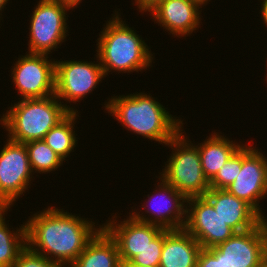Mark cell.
Instances as JSON below:
<instances>
[{"mask_svg":"<svg viewBox=\"0 0 267 267\" xmlns=\"http://www.w3.org/2000/svg\"><path fill=\"white\" fill-rule=\"evenodd\" d=\"M32 173L25 144L7 139L0 151V207L11 208L26 193Z\"/></svg>","mask_w":267,"mask_h":267,"instance_id":"obj_7","label":"cell"},{"mask_svg":"<svg viewBox=\"0 0 267 267\" xmlns=\"http://www.w3.org/2000/svg\"><path fill=\"white\" fill-rule=\"evenodd\" d=\"M34 173H52L63 165V161L43 140L24 143Z\"/></svg>","mask_w":267,"mask_h":267,"instance_id":"obj_22","label":"cell"},{"mask_svg":"<svg viewBox=\"0 0 267 267\" xmlns=\"http://www.w3.org/2000/svg\"><path fill=\"white\" fill-rule=\"evenodd\" d=\"M40 212V213H39ZM25 221L27 247L63 266L72 264L102 228L57 207L48 206Z\"/></svg>","mask_w":267,"mask_h":267,"instance_id":"obj_1","label":"cell"},{"mask_svg":"<svg viewBox=\"0 0 267 267\" xmlns=\"http://www.w3.org/2000/svg\"><path fill=\"white\" fill-rule=\"evenodd\" d=\"M10 208L0 207V267H13L19 254L27 247L26 226L19 225L11 231L5 214Z\"/></svg>","mask_w":267,"mask_h":267,"instance_id":"obj_20","label":"cell"},{"mask_svg":"<svg viewBox=\"0 0 267 267\" xmlns=\"http://www.w3.org/2000/svg\"><path fill=\"white\" fill-rule=\"evenodd\" d=\"M62 60L55 61V96L59 101L80 102L105 77L100 62ZM61 99V100H60Z\"/></svg>","mask_w":267,"mask_h":267,"instance_id":"obj_9","label":"cell"},{"mask_svg":"<svg viewBox=\"0 0 267 267\" xmlns=\"http://www.w3.org/2000/svg\"><path fill=\"white\" fill-rule=\"evenodd\" d=\"M13 267H66L53 262L43 255L37 254L26 247L18 256Z\"/></svg>","mask_w":267,"mask_h":267,"instance_id":"obj_25","label":"cell"},{"mask_svg":"<svg viewBox=\"0 0 267 267\" xmlns=\"http://www.w3.org/2000/svg\"><path fill=\"white\" fill-rule=\"evenodd\" d=\"M181 129L167 144L172 153L165 162L160 176L187 199L204 196L210 189L209 181L203 174L198 146Z\"/></svg>","mask_w":267,"mask_h":267,"instance_id":"obj_5","label":"cell"},{"mask_svg":"<svg viewBox=\"0 0 267 267\" xmlns=\"http://www.w3.org/2000/svg\"><path fill=\"white\" fill-rule=\"evenodd\" d=\"M120 267H144V266L131 263L130 261H121Z\"/></svg>","mask_w":267,"mask_h":267,"instance_id":"obj_30","label":"cell"},{"mask_svg":"<svg viewBox=\"0 0 267 267\" xmlns=\"http://www.w3.org/2000/svg\"><path fill=\"white\" fill-rule=\"evenodd\" d=\"M214 247L230 267H260L267 258V219Z\"/></svg>","mask_w":267,"mask_h":267,"instance_id":"obj_13","label":"cell"},{"mask_svg":"<svg viewBox=\"0 0 267 267\" xmlns=\"http://www.w3.org/2000/svg\"><path fill=\"white\" fill-rule=\"evenodd\" d=\"M196 267H230L215 247L202 248L197 257Z\"/></svg>","mask_w":267,"mask_h":267,"instance_id":"obj_26","label":"cell"},{"mask_svg":"<svg viewBox=\"0 0 267 267\" xmlns=\"http://www.w3.org/2000/svg\"><path fill=\"white\" fill-rule=\"evenodd\" d=\"M186 204L184 229L194 237L201 248L214 247L236 233L224 223L204 196L188 198Z\"/></svg>","mask_w":267,"mask_h":267,"instance_id":"obj_12","label":"cell"},{"mask_svg":"<svg viewBox=\"0 0 267 267\" xmlns=\"http://www.w3.org/2000/svg\"><path fill=\"white\" fill-rule=\"evenodd\" d=\"M204 197L212 204L224 223L236 233L253 229L264 220L250 204L226 189L210 188Z\"/></svg>","mask_w":267,"mask_h":267,"instance_id":"obj_16","label":"cell"},{"mask_svg":"<svg viewBox=\"0 0 267 267\" xmlns=\"http://www.w3.org/2000/svg\"><path fill=\"white\" fill-rule=\"evenodd\" d=\"M19 56L11 76L21 99H40L55 94V60L46 54Z\"/></svg>","mask_w":267,"mask_h":267,"instance_id":"obj_8","label":"cell"},{"mask_svg":"<svg viewBox=\"0 0 267 267\" xmlns=\"http://www.w3.org/2000/svg\"><path fill=\"white\" fill-rule=\"evenodd\" d=\"M150 95L144 92L116 95L109 98L103 107L126 130L166 145L184 128V123Z\"/></svg>","mask_w":267,"mask_h":267,"instance_id":"obj_2","label":"cell"},{"mask_svg":"<svg viewBox=\"0 0 267 267\" xmlns=\"http://www.w3.org/2000/svg\"><path fill=\"white\" fill-rule=\"evenodd\" d=\"M159 180L160 182L157 181L158 183H156L158 185L155 184L157 189L155 188L153 194L151 196L147 195L149 199L146 203L151 202L153 206L147 209L148 205L144 204L141 207L144 210L146 209L145 214L147 215H143L144 212L140 214L137 210H134V212L132 210L130 215L138 221L158 226L163 230L183 229L186 222L187 204L185 203H187V198L172 185L167 184L161 177H159ZM155 196L158 199L160 198L159 201L163 200L159 203Z\"/></svg>","mask_w":267,"mask_h":267,"instance_id":"obj_11","label":"cell"},{"mask_svg":"<svg viewBox=\"0 0 267 267\" xmlns=\"http://www.w3.org/2000/svg\"><path fill=\"white\" fill-rule=\"evenodd\" d=\"M62 103L55 94L40 99H20L1 116V127L4 126L8 132L7 138L14 142L43 140L70 111H77Z\"/></svg>","mask_w":267,"mask_h":267,"instance_id":"obj_4","label":"cell"},{"mask_svg":"<svg viewBox=\"0 0 267 267\" xmlns=\"http://www.w3.org/2000/svg\"><path fill=\"white\" fill-rule=\"evenodd\" d=\"M136 6L139 8V12H150L154 7H156L159 3L165 0H134Z\"/></svg>","mask_w":267,"mask_h":267,"instance_id":"obj_27","label":"cell"},{"mask_svg":"<svg viewBox=\"0 0 267 267\" xmlns=\"http://www.w3.org/2000/svg\"><path fill=\"white\" fill-rule=\"evenodd\" d=\"M116 242L101 228L78 258L67 267H120Z\"/></svg>","mask_w":267,"mask_h":267,"instance_id":"obj_19","label":"cell"},{"mask_svg":"<svg viewBox=\"0 0 267 267\" xmlns=\"http://www.w3.org/2000/svg\"><path fill=\"white\" fill-rule=\"evenodd\" d=\"M260 267H267V258L262 262Z\"/></svg>","mask_w":267,"mask_h":267,"instance_id":"obj_33","label":"cell"},{"mask_svg":"<svg viewBox=\"0 0 267 267\" xmlns=\"http://www.w3.org/2000/svg\"><path fill=\"white\" fill-rule=\"evenodd\" d=\"M8 1H9V0H0V15H1V16H2V13H1V12H2V9H3V11H4V7H5L6 4L8 3ZM1 16H0V19L2 18Z\"/></svg>","mask_w":267,"mask_h":267,"instance_id":"obj_32","label":"cell"},{"mask_svg":"<svg viewBox=\"0 0 267 267\" xmlns=\"http://www.w3.org/2000/svg\"><path fill=\"white\" fill-rule=\"evenodd\" d=\"M163 248V230L145 247L135 255L130 262L144 267H159Z\"/></svg>","mask_w":267,"mask_h":267,"instance_id":"obj_24","label":"cell"},{"mask_svg":"<svg viewBox=\"0 0 267 267\" xmlns=\"http://www.w3.org/2000/svg\"><path fill=\"white\" fill-rule=\"evenodd\" d=\"M190 1L198 4L201 8L206 6L208 4V2H210V0H190Z\"/></svg>","mask_w":267,"mask_h":267,"instance_id":"obj_31","label":"cell"},{"mask_svg":"<svg viewBox=\"0 0 267 267\" xmlns=\"http://www.w3.org/2000/svg\"><path fill=\"white\" fill-rule=\"evenodd\" d=\"M238 168H242V146L226 161L209 182L210 188L226 189L235 181Z\"/></svg>","mask_w":267,"mask_h":267,"instance_id":"obj_23","label":"cell"},{"mask_svg":"<svg viewBox=\"0 0 267 267\" xmlns=\"http://www.w3.org/2000/svg\"><path fill=\"white\" fill-rule=\"evenodd\" d=\"M58 1H61L62 3L69 5L72 9H75L78 6V4L80 5L82 0H58Z\"/></svg>","mask_w":267,"mask_h":267,"instance_id":"obj_29","label":"cell"},{"mask_svg":"<svg viewBox=\"0 0 267 267\" xmlns=\"http://www.w3.org/2000/svg\"><path fill=\"white\" fill-rule=\"evenodd\" d=\"M200 8L190 0H165L154 7L149 15L153 16L154 23H158L165 31H169L174 37L176 35L182 38L191 35L200 27Z\"/></svg>","mask_w":267,"mask_h":267,"instance_id":"obj_15","label":"cell"},{"mask_svg":"<svg viewBox=\"0 0 267 267\" xmlns=\"http://www.w3.org/2000/svg\"><path fill=\"white\" fill-rule=\"evenodd\" d=\"M112 217L102 224V228L116 242L121 261H130L163 230L136 220L130 213L126 219L119 221L120 223L117 222L116 215Z\"/></svg>","mask_w":267,"mask_h":267,"instance_id":"obj_14","label":"cell"},{"mask_svg":"<svg viewBox=\"0 0 267 267\" xmlns=\"http://www.w3.org/2000/svg\"><path fill=\"white\" fill-rule=\"evenodd\" d=\"M261 18L263 19L262 21V23H264L265 25H266V27H267V0H262L261 1Z\"/></svg>","mask_w":267,"mask_h":267,"instance_id":"obj_28","label":"cell"},{"mask_svg":"<svg viewBox=\"0 0 267 267\" xmlns=\"http://www.w3.org/2000/svg\"><path fill=\"white\" fill-rule=\"evenodd\" d=\"M201 245L184 228L163 230L159 267H196Z\"/></svg>","mask_w":267,"mask_h":267,"instance_id":"obj_17","label":"cell"},{"mask_svg":"<svg viewBox=\"0 0 267 267\" xmlns=\"http://www.w3.org/2000/svg\"><path fill=\"white\" fill-rule=\"evenodd\" d=\"M112 18L104 24L96 40L97 55L105 76L111 71L119 73H131L147 70L152 62L154 54L149 46L136 33L133 27H129L116 10Z\"/></svg>","mask_w":267,"mask_h":267,"instance_id":"obj_3","label":"cell"},{"mask_svg":"<svg viewBox=\"0 0 267 267\" xmlns=\"http://www.w3.org/2000/svg\"><path fill=\"white\" fill-rule=\"evenodd\" d=\"M202 142L196 144L201 158L202 171L206 179L210 182L226 161L243 145L230 141L228 137H224L220 133H212V135Z\"/></svg>","mask_w":267,"mask_h":267,"instance_id":"obj_18","label":"cell"},{"mask_svg":"<svg viewBox=\"0 0 267 267\" xmlns=\"http://www.w3.org/2000/svg\"><path fill=\"white\" fill-rule=\"evenodd\" d=\"M78 111H70L58 124H56L43 138V141L65 162V158L74 152L77 145L74 131Z\"/></svg>","mask_w":267,"mask_h":267,"instance_id":"obj_21","label":"cell"},{"mask_svg":"<svg viewBox=\"0 0 267 267\" xmlns=\"http://www.w3.org/2000/svg\"><path fill=\"white\" fill-rule=\"evenodd\" d=\"M72 8L58 0H39L31 15L28 53L51 54L68 36L67 11ZM67 15V16H66Z\"/></svg>","mask_w":267,"mask_h":267,"instance_id":"obj_6","label":"cell"},{"mask_svg":"<svg viewBox=\"0 0 267 267\" xmlns=\"http://www.w3.org/2000/svg\"><path fill=\"white\" fill-rule=\"evenodd\" d=\"M259 150V151H258ZM226 190L250 204L264 219H267L260 200L267 197V156L260 149L242 145V168H238L235 181Z\"/></svg>","mask_w":267,"mask_h":267,"instance_id":"obj_10","label":"cell"}]
</instances>
